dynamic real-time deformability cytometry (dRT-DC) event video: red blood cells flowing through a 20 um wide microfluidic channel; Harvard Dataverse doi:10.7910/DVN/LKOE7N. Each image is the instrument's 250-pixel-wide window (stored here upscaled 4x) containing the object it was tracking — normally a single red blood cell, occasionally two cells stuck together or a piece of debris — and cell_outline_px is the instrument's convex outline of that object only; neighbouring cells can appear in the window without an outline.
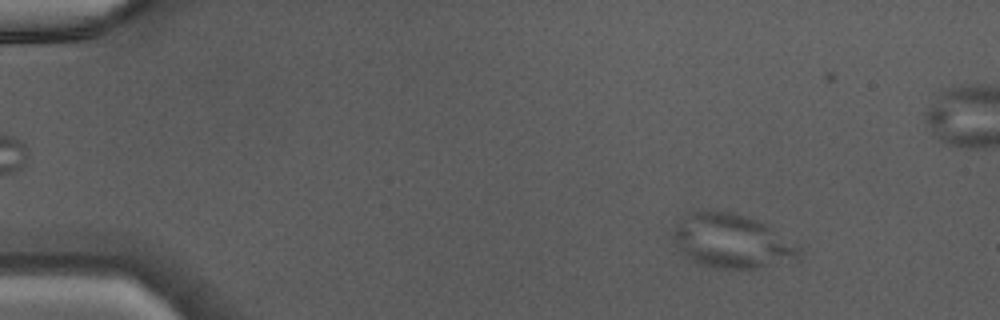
{"species": "Egyptian fruit bat (a non-hibernating species)", "species_latin": "Rousettus aegyptiacus", "temperature_condition": "warm", "stored_images_in_passage": 47, "camera_frame_rate_fps": 3000, "um_per_image_px": 0.085, "animal": {"sex": "male"}, "frame": {"image": 1, "passage_image": 6, "time_ms": 1.667, "image_size_px": [1000, 320], "cell_outline_px": [[804, 248], [800, 260], [756, 268], [712, 268], [692, 260], [684, 252], [672, 236], [672, 232], [676, 228], [696, 212], [732, 212], [756, 220], [764, 224]], "centroid_in_image_um": [62.36, 20.55], "position_along_channel_um": 22.6, "area_um2": 38.49}}
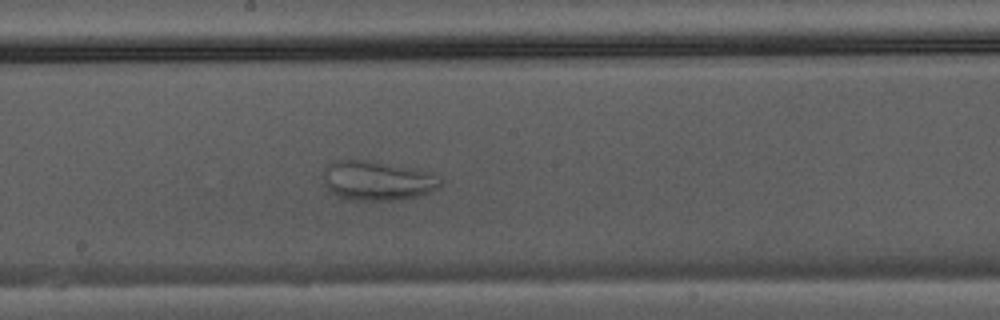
{"frame": {"image": 2, "passage_image": 26, "time_ms": 8.333, "image_size_px": [1000, 320], "cell_outline_px": [[444, 184], [440, 188], [416, 196], [396, 200], [352, 200], [336, 196], [324, 184], [324, 168], [336, 160], [364, 160], [432, 172], [444, 180]], "centroid_in_image_um": [32.11, 15.36], "position_along_channel_um": 216.1, "area_um2": 26.82}}
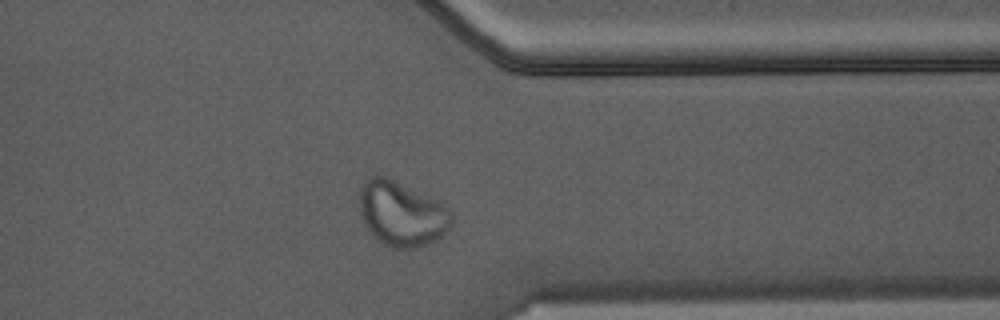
{"frame": {"image": 3, "passage_image": 37, "time_ms": 12.0, "image_size_px": [1000, 320], "cell_outline_px": [[452, 228], [436, 240], [416, 248], [392, 248], [384, 244], [368, 228], [360, 216], [360, 188], [368, 176], [376, 172], [436, 200], [448, 208], [452, 212]], "centroid_in_image_um": [34.15, 18.15], "position_along_channel_um": 377.3, "area_um2": 34.68}}